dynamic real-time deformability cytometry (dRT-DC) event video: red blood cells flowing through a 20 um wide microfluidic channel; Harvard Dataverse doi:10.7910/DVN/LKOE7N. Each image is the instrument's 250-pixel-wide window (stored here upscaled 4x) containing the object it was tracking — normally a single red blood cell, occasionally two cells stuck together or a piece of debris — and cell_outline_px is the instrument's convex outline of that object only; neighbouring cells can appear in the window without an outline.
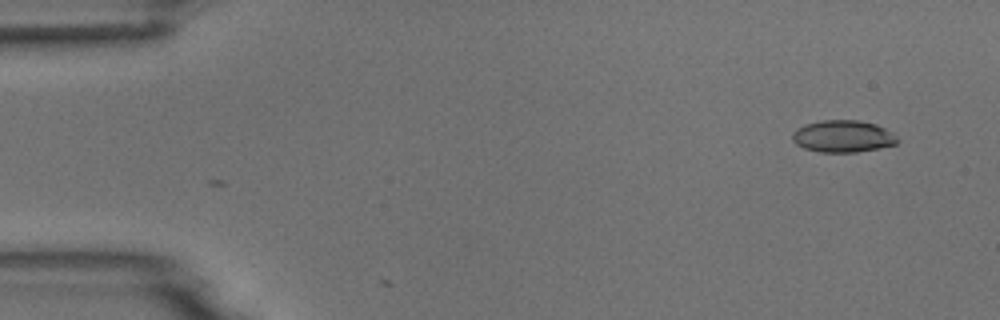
{"species": "common noctule bat (a hibernating species)", "species_latin": "Nyctalus noctula", "temperature_condition": "room temperature", "stored_images_in_passage": 5, "camera_frame_rate_fps": 3000, "um_per_image_px": 0.085, "animal": {"sex": "male", "body_mass_g": 18.8}, "frame": {"image": 1, "passage_image": 5, "time_ms": 1.333, "image_size_px": [1000, 320], "cell_outline_px": [[900, 140], [896, 144], [856, 152], [820, 152], [804, 148], [796, 144], [792, 140], [792, 132], [796, 128], [804, 124], [824, 120], [860, 120], [876, 124], [892, 132]], "centroid_in_image_um": [71.63, 11.58], "position_along_channel_um": 13.4, "area_um2": 19.65}}